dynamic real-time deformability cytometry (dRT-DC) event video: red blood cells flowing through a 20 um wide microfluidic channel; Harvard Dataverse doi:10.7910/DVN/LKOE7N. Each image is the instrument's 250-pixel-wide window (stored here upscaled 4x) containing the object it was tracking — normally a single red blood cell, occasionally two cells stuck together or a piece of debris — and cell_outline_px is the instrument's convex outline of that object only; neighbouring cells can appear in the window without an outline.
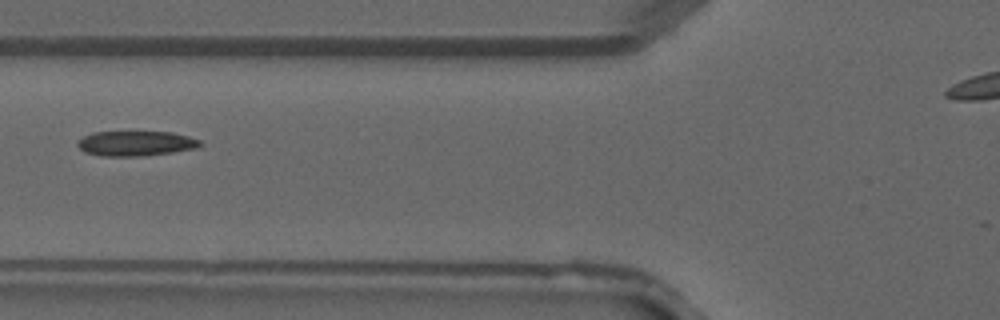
{"species": "common noctule bat (a hibernating species)", "species_latin": "Nyctalus noctula", "temperature_condition": "warm", "stored_images_in_passage": 33, "camera_frame_rate_fps": 3000, "um_per_image_px": 0.085, "animal": {"sex": "male", "forearm_length_mm": 52.5}, "frame": {"image": 1, "passage_image": 12, "time_ms": 3.667, "image_size_px": [1000, 320], "cell_outline_px": [[204, 144], [196, 148], [172, 152], [144, 156], [100, 156], [84, 152], [76, 144], [84, 136], [92, 132], [172, 132], [188, 136], [200, 140]], "centroid_in_image_um": [11.55, 12.19], "position_along_channel_um": 114.2, "area_um2": 17.86}}
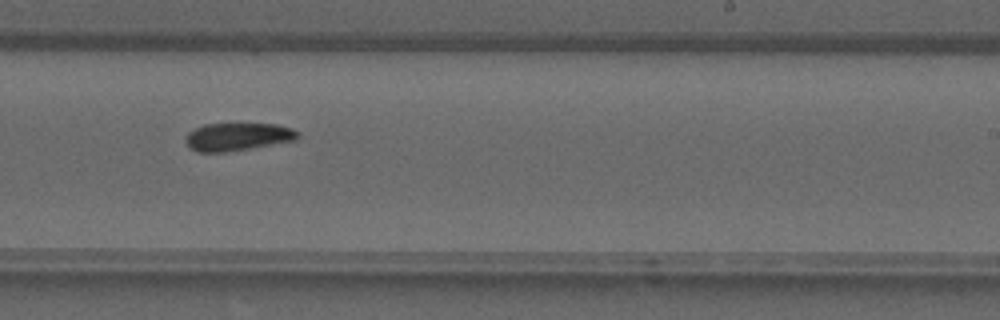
{"frame": {"image": 2, "passage_image": 21, "time_ms": 6.667, "image_size_px": [1000, 320], "cell_outline_px": [[300, 136], [296, 140], [224, 152], [196, 152], [184, 140], [188, 132], [204, 124], [276, 124], [292, 128], [300, 132]], "centroid_in_image_um": [20.21, 11.61], "position_along_channel_um": 268.8, "area_um2": 18.03}}
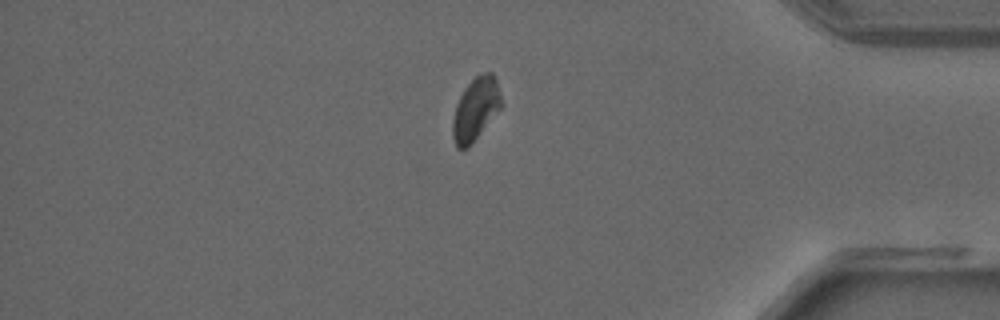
{"frame": {"image": 3, "passage_image": 30, "time_ms": 9.667, "image_size_px": [1000, 320], "cell_outline_px": [[504, 104], [472, 144], [468, 148], [456, 148], [452, 136], [452, 120], [456, 104], [464, 88], [476, 76], [484, 72], [492, 72], [496, 76]], "centroid_in_image_um": [40.45, 9.26], "position_along_channel_um": 394.8, "area_um2": 18.15}}